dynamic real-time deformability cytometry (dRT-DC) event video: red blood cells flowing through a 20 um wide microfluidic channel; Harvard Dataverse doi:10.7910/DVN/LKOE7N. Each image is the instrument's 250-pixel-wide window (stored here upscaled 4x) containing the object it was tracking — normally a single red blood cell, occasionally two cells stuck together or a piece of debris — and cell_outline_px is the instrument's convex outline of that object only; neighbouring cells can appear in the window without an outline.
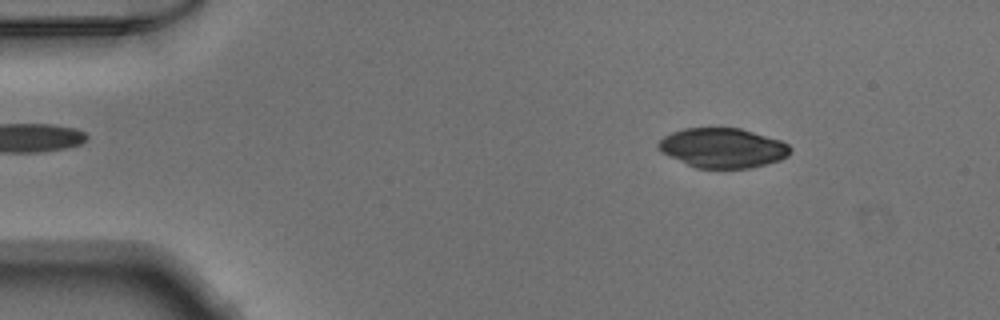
{"species": "Egyptian fruit bat (a non-hibernating species)", "species_latin": "Rousettus aegyptiacus", "temperature_condition": "warm", "stored_images_in_passage": 50, "camera_frame_rate_fps": 3000, "um_per_image_px": 0.085, "animal": {"sex": "male"}, "frame": {"image": 1, "passage_image": 7, "time_ms": 2.0, "image_size_px": [1000, 320], "cell_outline_px": [[792, 148], [788, 156], [780, 160], [752, 168], [696, 168], [660, 152], [656, 148], [656, 144], [664, 136], [672, 132], [684, 128], [740, 128], [780, 140], [788, 144]], "centroid_in_image_um": [61.41, 12.58], "position_along_channel_um": 23.6, "area_um2": 30.58}}
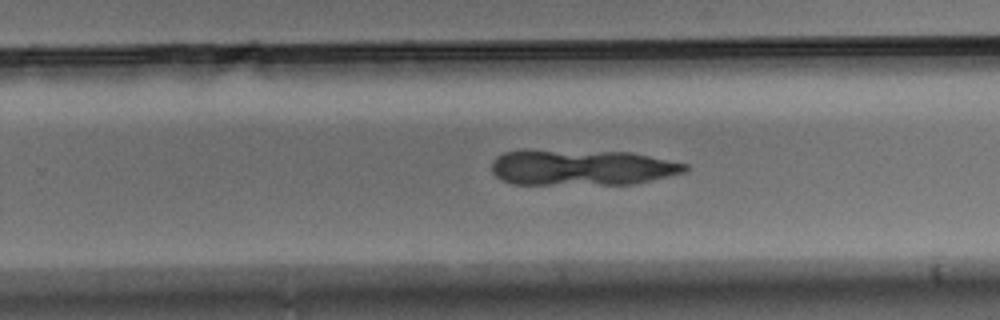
{"frame": {"image": 2, "passage_image": 32, "time_ms": 10.333, "image_size_px": [1000, 320], "cell_outline_px": [[688, 168], [684, 172], [632, 184], [512, 184], [500, 180], [492, 172], [492, 160], [496, 156], [504, 152], [632, 152], [688, 164]], "centroid_in_image_um": [49.46, 14.27], "position_along_channel_um": 280.3, "area_um2": 39.3}}
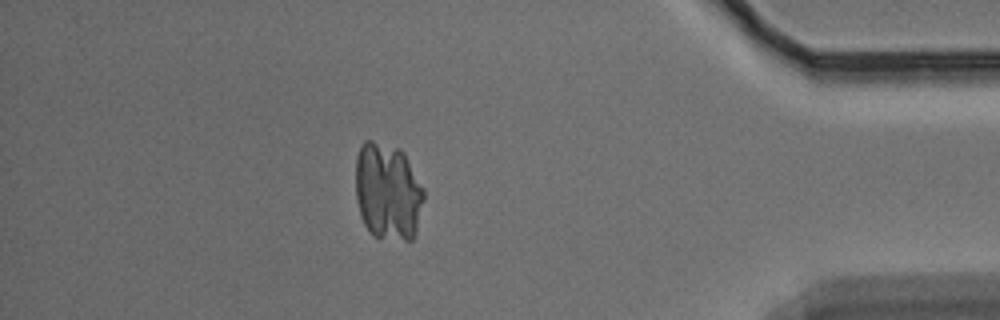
{"frame": {"image": 3, "passage_image": 44, "time_ms": 14.333, "image_size_px": [1000, 320], "cell_outline_px": [[424, 200], [416, 232], [412, 240], [404, 240], [372, 236], [364, 224], [360, 216], [356, 200], [356, 156], [360, 144], [364, 140], [372, 140], [400, 148], [404, 152], [424, 188]], "centroid_in_image_um": [32.96, 16.26], "position_along_channel_um": 402.2, "area_um2": 39.3}}